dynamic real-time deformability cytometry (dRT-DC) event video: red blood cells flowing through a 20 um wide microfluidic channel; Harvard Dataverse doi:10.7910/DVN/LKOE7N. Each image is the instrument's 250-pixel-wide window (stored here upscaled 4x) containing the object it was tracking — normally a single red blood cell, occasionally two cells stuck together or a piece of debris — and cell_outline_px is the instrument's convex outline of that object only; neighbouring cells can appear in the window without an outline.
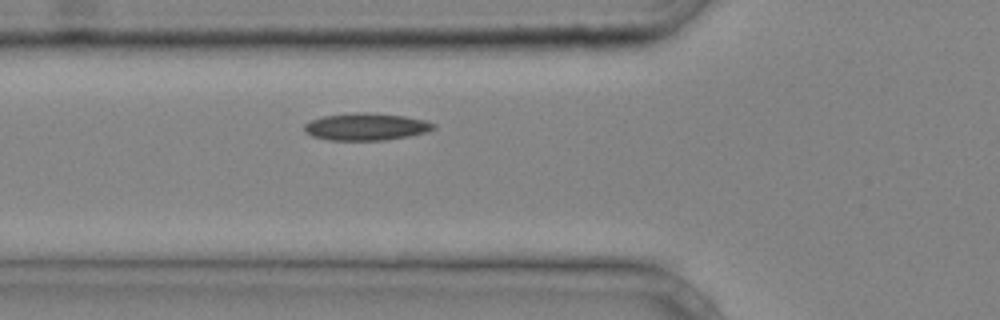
{"species": "common noctule bat (a hibernating species)", "species_latin": "Nyctalus noctula", "temperature_condition": "cold", "stored_images_in_passage": 27, "camera_frame_rate_fps": 3000, "um_per_image_px": 0.085, "animal": {"sex": "male", "body_mass_g": 20.4}, "frame": {"image": 1, "passage_image": 5, "time_ms": 1.333, "image_size_px": [1000, 320], "cell_outline_px": [[436, 128], [424, 132], [408, 136], [384, 140], [328, 140], [312, 136], [304, 132], [304, 124], [312, 120], [324, 116], [360, 112], [372, 112], [404, 116], [424, 120], [436, 124]], "centroid_in_image_um": [31.11, 10.77], "position_along_channel_um": 94.7, "area_um2": 20.4}}
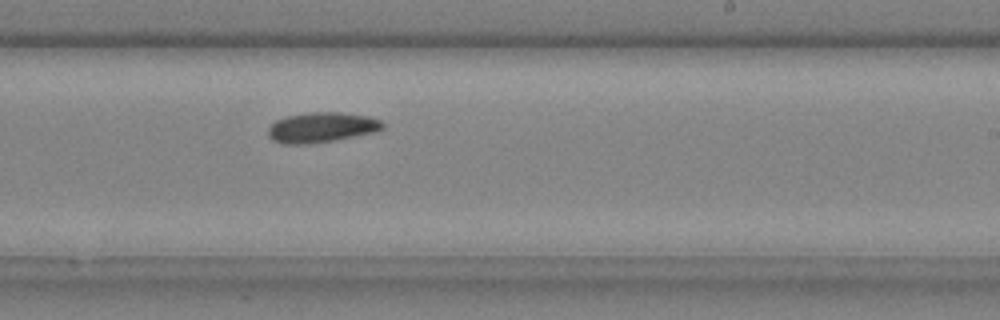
{"frame": {"image": 2, "passage_image": 16, "time_ms": 5.0, "image_size_px": [1000, 320], "cell_outline_px": [[384, 128], [376, 132], [332, 140], [308, 144], [284, 144], [272, 140], [268, 136], [268, 128], [276, 120], [288, 116], [308, 112], [340, 112], [368, 116], [380, 120], [384, 124]], "centroid_in_image_um": [27.33, 10.82], "position_along_channel_um": 261.7, "area_um2": 20.06}}